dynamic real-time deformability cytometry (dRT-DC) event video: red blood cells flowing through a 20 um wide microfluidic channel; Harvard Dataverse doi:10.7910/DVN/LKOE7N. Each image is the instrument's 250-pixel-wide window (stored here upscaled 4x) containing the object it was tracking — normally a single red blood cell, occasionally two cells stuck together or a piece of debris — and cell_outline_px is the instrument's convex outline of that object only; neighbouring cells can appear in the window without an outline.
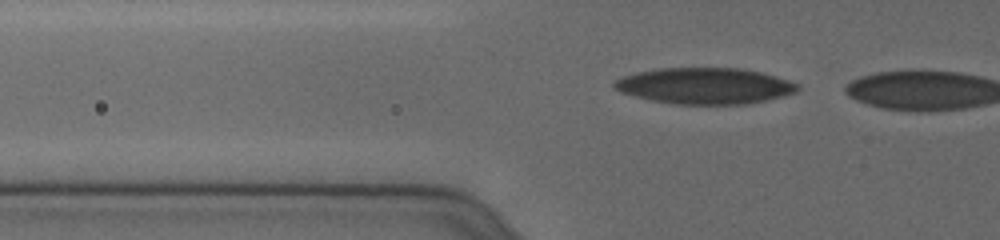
{"species": "human", "species_latin": "Homo sapiens", "temperature_condition": "cold", "stored_images_in_passage": 4, "camera_frame_rate_fps": 3000, "um_per_image_px": 0.085, "donor": {"sex": "female"}, "frame": {"image": 1, "passage_image": 2, "time_ms": 0.333, "image_size_px": [1000, 240], "cell_outline_px": [[800, 88], [796, 92], [784, 96], [768, 100], [748, 104], [676, 104], [652, 100], [620, 92], [612, 88], [612, 80], [636, 72], [660, 68], [744, 68], [776, 76], [800, 84]], "centroid_in_image_um": [59.92, 7.29], "position_along_channel_um": 65.9, "area_um2": 38.9}}